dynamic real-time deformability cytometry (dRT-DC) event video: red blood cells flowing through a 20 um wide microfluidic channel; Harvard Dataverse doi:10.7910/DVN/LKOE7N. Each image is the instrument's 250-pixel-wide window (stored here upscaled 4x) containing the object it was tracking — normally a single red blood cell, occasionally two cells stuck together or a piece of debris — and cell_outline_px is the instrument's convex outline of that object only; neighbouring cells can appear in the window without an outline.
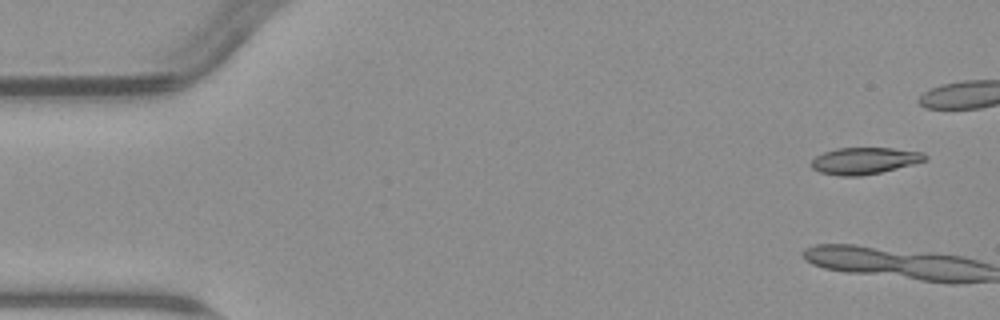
{"species": "common noctule bat (a hibernating species)", "species_latin": "Nyctalus noctula", "temperature_condition": "warm", "stored_images_in_passage": 3, "camera_frame_rate_fps": 3000, "um_per_image_px": 0.085, "animal": {"sex": "male", "body_mass_g": 23.1, "forearm_length_mm": 52.7}, "frame": {"image": 1, "passage_image": 1, "time_ms": 0.0, "image_size_px": [1000, 320], "cell_outline_px": [[928, 156], [924, 160], [912, 164], [880, 172], [860, 176], [840, 176], [820, 172], [812, 168], [812, 160], [816, 156], [824, 152], [836, 148], [892, 148], [924, 152]], "centroid_in_image_um": [73.47, 13.65], "position_along_channel_um": 11.5, "area_um2": 17.51}}